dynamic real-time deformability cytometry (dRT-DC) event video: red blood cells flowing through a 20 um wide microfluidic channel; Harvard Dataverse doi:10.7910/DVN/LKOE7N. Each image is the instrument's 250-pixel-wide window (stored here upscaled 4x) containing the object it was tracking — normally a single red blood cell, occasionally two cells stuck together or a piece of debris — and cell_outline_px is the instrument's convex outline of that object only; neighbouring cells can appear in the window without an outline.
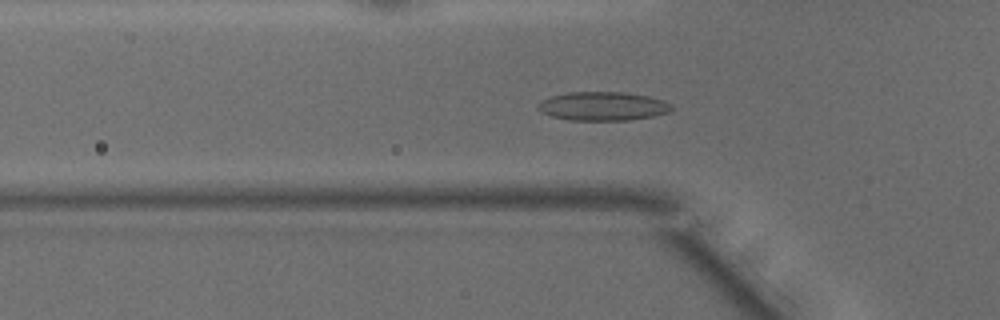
{"species": "common noctule bat (a hibernating species)", "species_latin": "Nyctalus noctula", "temperature_condition": "warm", "stored_images_in_passage": 48, "camera_frame_rate_fps": 3000, "um_per_image_px": 0.085, "animal": {"sex": "male", "body_mass_g": 15.6}, "frame": {"image": 1, "passage_image": 16, "time_ms": 5.0, "image_size_px": [1000, 320], "cell_outline_px": [[672, 108], [668, 112], [652, 116], [628, 120], [568, 120], [552, 116], [536, 108], [536, 104], [540, 100], [552, 96], [568, 92], [624, 92], [648, 96], [672, 104]], "centroid_in_image_um": [51.2, 9.02], "position_along_channel_um": 74.6, "area_um2": 22.25}}
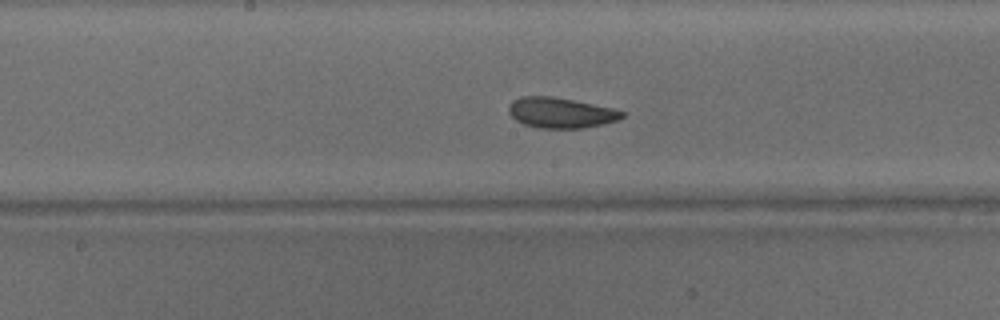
{"frame": {"image": 2, "passage_image": 25, "time_ms": 8.0, "image_size_px": [1000, 320], "cell_outline_px": [[624, 116], [620, 120], [580, 128], [540, 128], [524, 124], [516, 120], [508, 112], [508, 104], [512, 100], [520, 96], [552, 96], [612, 108], [624, 112]], "centroid_in_image_um": [47.62, 9.57], "position_along_channel_um": 200.6, "area_um2": 20.0}}
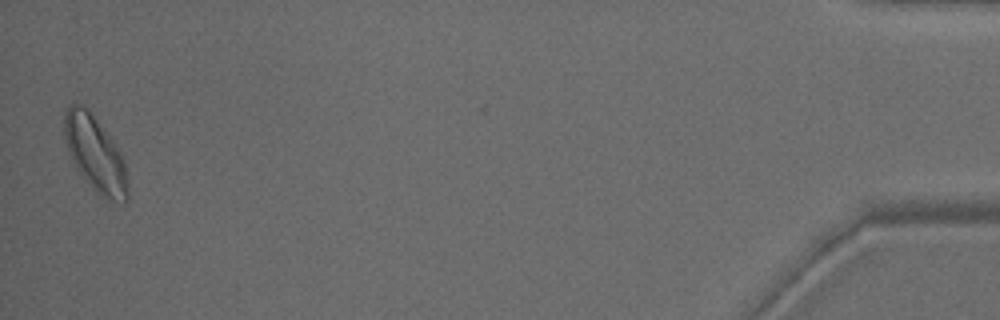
{"frame": {"image": 3, "passage_image": 48, "time_ms": 15.667, "image_size_px": [1000, 320], "cell_outline_px": [[128, 200], [124, 204], [120, 204], [104, 196], [92, 188], [80, 172], [68, 152], [64, 136], [64, 116], [68, 108], [72, 104], [80, 104], [88, 108], [116, 144], [124, 160], [128, 184]], "centroid_in_image_um": [8.12, 13.08], "position_along_channel_um": 427.1, "area_um2": 27.63}, "authors_computed_cell_mechanics": {"area_um2": 21.4438, "velocity_mm_per_s": 4.1707, "shape_relaxation_time_tau1_ms": 3.7386, "shape_relaxation_time_tau2_ms": 1.8553, "deformation_change_tau1": 0.1229, "deformation_change_tau2": 0.081}}